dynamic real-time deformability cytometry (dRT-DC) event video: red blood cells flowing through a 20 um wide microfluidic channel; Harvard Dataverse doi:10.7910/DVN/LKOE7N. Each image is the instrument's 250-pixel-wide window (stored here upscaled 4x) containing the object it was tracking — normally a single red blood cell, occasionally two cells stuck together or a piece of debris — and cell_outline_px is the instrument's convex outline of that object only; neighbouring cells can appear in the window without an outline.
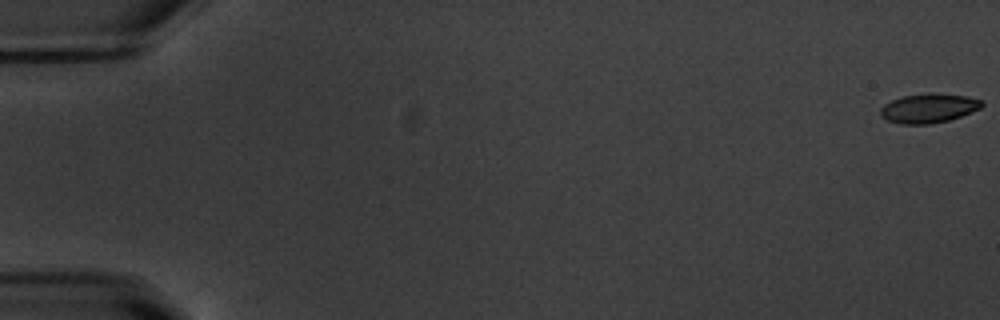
{"species": "common noctule bat (a hibernating species)", "species_latin": "Nyctalus noctula", "temperature_condition": "warm", "stored_images_in_passage": 55, "camera_frame_rate_fps": 3000, "um_per_image_px": 0.085, "animal": {"sex": "male", "body_mass_g": 20.1, "forearm_length_mm": 53.5}, "frame": {"image": 1, "passage_image": 1, "time_ms": 0.0, "image_size_px": [1000, 320], "cell_outline_px": [[984, 104], [980, 108], [960, 116], [948, 120], [932, 124], [900, 124], [888, 120], [880, 116], [880, 108], [884, 104], [900, 96], [928, 92], [932, 92], [968, 96], [984, 100]], "centroid_in_image_um": [78.93, 9.18], "position_along_channel_um": 6.1, "area_um2": 17.57}}
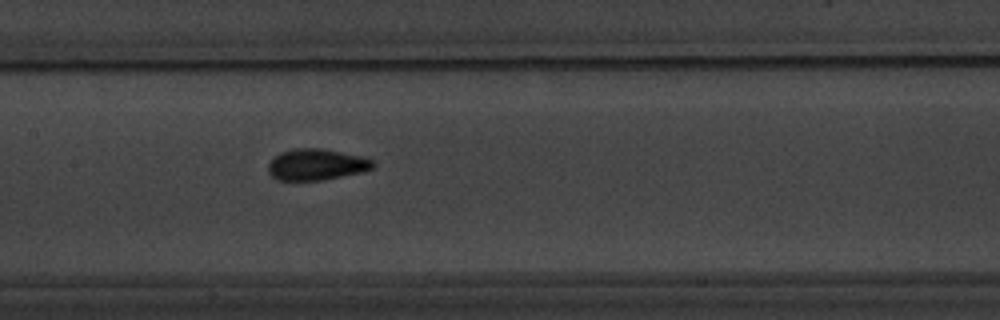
{"frame": {"image": 2, "passage_image": 28, "time_ms": 9.0, "image_size_px": [1000, 320], "cell_outline_px": [[376, 164], [372, 168], [364, 172], [324, 180], [276, 180], [268, 172], [268, 164], [280, 152], [292, 148], [320, 148], [360, 156], [372, 160]], "centroid_in_image_um": [26.89, 13.99], "position_along_channel_um": 180.5, "area_um2": 19.13}}
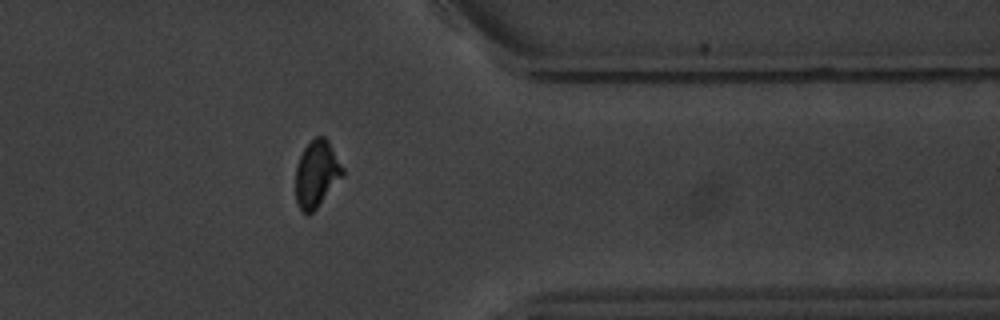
{"frame": {"image": 3, "passage_image": 45, "time_ms": 14.667, "image_size_px": [1000, 320], "cell_outline_px": [[344, 176], [316, 208], [308, 216], [300, 212], [296, 200], [296, 164], [304, 148], [316, 136], [324, 136], [328, 140], [344, 168]], "centroid_in_image_um": [26.92, 14.8], "position_along_channel_um": 384.5, "area_um2": 18.44}, "authors_computed_cell_mechanics": {"area_um2": 18.3226, "velocity_mm_per_s": 3.7785, "shape_relaxation_time_tau1_ms": 3.25, "shape_relaxation_time_tau2_ms": null, "deformation_change_tau1": 0.1446, "deformation_change_tau2": null}}